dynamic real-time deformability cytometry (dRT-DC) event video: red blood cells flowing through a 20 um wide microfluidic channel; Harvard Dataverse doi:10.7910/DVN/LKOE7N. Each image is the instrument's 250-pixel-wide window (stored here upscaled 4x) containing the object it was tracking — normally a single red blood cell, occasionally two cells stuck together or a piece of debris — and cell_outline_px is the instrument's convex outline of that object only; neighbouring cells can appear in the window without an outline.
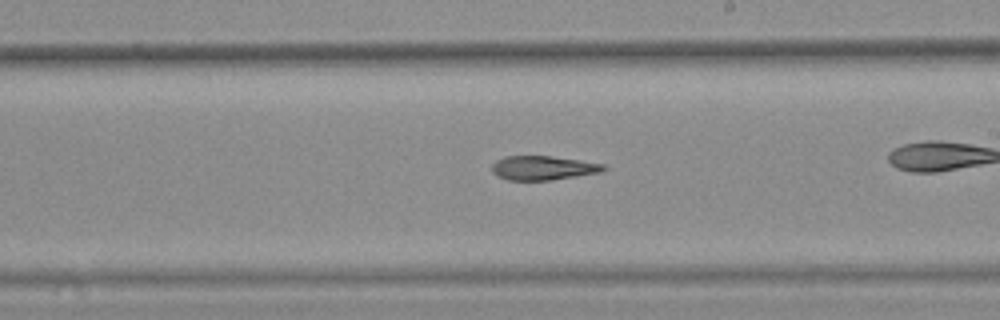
{"species": "common noctule bat (a hibernating species)", "species_latin": "Nyctalus noctula", "temperature_condition": "warm", "stored_images_in_passage": 31, "camera_frame_rate_fps": 3000, "um_per_image_px": 0.085, "animal": {"sex": "female", "body_mass_g": 25.1}, "frame": {"image": 1, "passage_image": 14, "time_ms": 4.333, "image_size_px": [1000, 320], "cell_outline_px": [[608, 168], [600, 172], [552, 180], [508, 180], [496, 176], [492, 172], [492, 164], [496, 160], [504, 156], [552, 156], [580, 160], [604, 164]], "centroid_in_image_um": [46.14, 14.27], "position_along_channel_um": 242.9, "area_um2": 15.78}}